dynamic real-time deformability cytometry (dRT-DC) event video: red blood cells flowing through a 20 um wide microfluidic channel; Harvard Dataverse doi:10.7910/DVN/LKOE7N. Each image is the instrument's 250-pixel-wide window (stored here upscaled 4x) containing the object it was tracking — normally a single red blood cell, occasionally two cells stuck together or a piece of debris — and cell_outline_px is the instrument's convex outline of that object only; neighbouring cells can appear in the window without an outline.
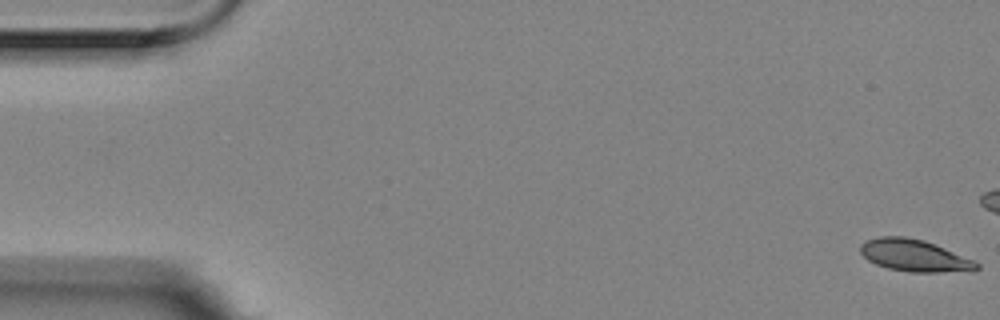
{"species": "Egyptian fruit bat (a non-hibernating species)", "species_latin": "Rousettus aegyptiacus", "temperature_condition": "room temperature", "stored_images_in_passage": 5, "camera_frame_rate_fps": 3000, "um_per_image_px": 0.085, "animal": {"sex": "female"}, "frame": {"image": 1, "passage_image": 1, "time_ms": 0.0, "image_size_px": [1000, 320], "cell_outline_px": [[980, 268], [972, 272], [908, 272], [888, 268], [876, 264], [868, 260], [860, 252], [860, 244], [864, 240], [880, 236], [904, 236], [924, 240], [944, 248], [972, 260], [980, 264]], "centroid_in_image_um": [77.72, 21.73], "position_along_channel_um": 7.3, "area_um2": 21.79}}